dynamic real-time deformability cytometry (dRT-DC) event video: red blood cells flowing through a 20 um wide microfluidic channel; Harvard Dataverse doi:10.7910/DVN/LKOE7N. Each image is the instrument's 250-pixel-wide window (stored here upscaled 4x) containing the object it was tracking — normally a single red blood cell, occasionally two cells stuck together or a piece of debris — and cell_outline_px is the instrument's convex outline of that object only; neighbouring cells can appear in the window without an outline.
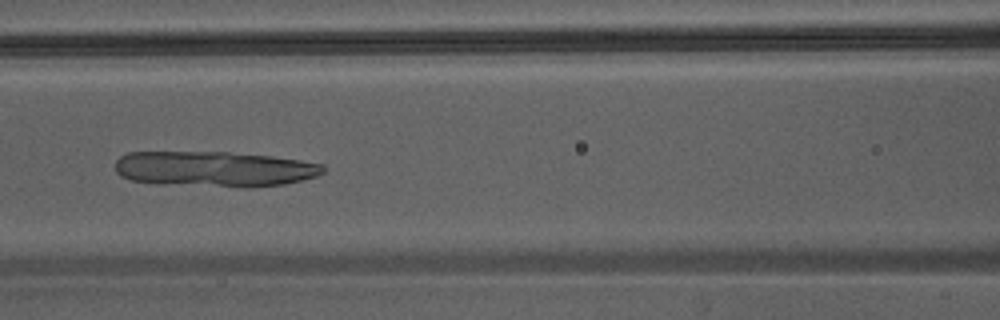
{"species": "Egyptian fruit bat (a non-hibernating species)", "species_latin": "Rousettus aegyptiacus", "temperature_condition": "warm", "stored_images_in_passage": 44, "camera_frame_rate_fps": 3000, "um_per_image_px": 0.085, "animal": {"sex": "male"}, "frame": {"image": 1, "passage_image": 20, "time_ms": 6.333, "image_size_px": [1000, 320], "cell_outline_px": [[324, 172], [316, 176], [284, 184], [252, 188], [244, 188], [160, 184], [132, 180], [120, 176], [116, 172], [116, 160], [120, 156], [128, 152], [228, 152], [272, 156], [300, 160], [324, 164]], "centroid_in_image_um": [18.22, 14.37], "position_along_channel_um": 148.4, "area_um2": 43.41}}
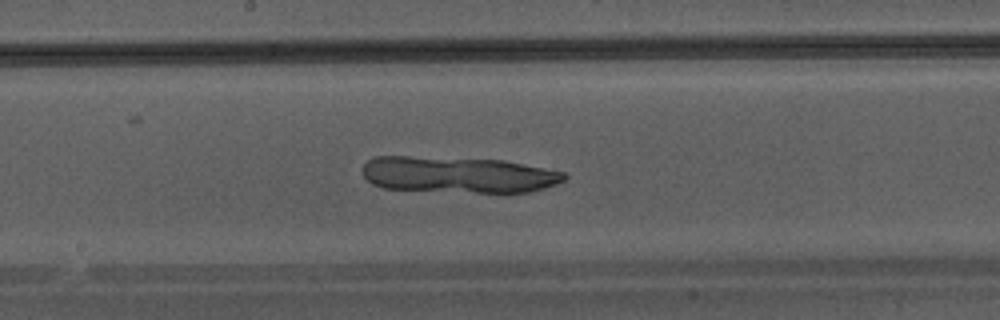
{"frame": {"image": 2, "passage_image": 24, "time_ms": 7.667, "image_size_px": [1000, 320], "cell_outline_px": [[568, 176], [564, 180], [556, 184], [544, 188], [528, 192], [476, 192], [384, 188], [372, 184], [364, 176], [360, 168], [372, 156], [408, 156], [504, 160], [564, 172]], "centroid_in_image_um": [38.91, 14.84], "position_along_channel_um": 209.3, "area_um2": 42.48}}
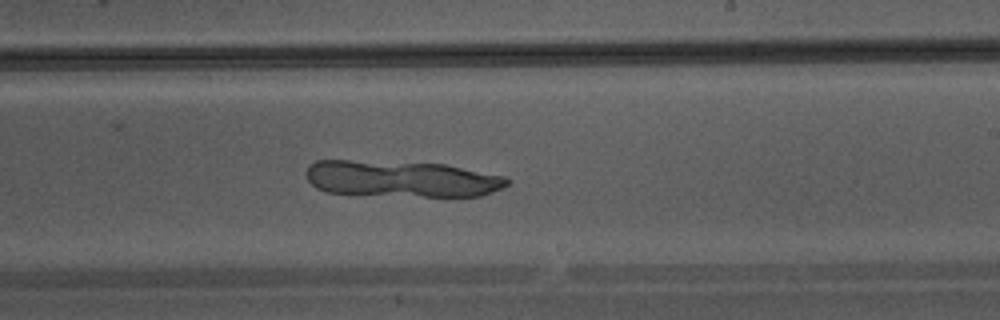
{"frame": {"image": 3, "passage_image": 27, "time_ms": 8.667, "image_size_px": [1000, 320], "cell_outline_px": [[512, 180], [508, 184], [492, 192], [480, 196], [424, 196], [328, 192], [316, 188], [308, 180], [304, 172], [308, 164], [316, 160], [348, 160], [444, 164], [504, 176]], "centroid_in_image_um": [34.1, 15.19], "position_along_channel_um": 254.9, "area_um2": 42.31}}